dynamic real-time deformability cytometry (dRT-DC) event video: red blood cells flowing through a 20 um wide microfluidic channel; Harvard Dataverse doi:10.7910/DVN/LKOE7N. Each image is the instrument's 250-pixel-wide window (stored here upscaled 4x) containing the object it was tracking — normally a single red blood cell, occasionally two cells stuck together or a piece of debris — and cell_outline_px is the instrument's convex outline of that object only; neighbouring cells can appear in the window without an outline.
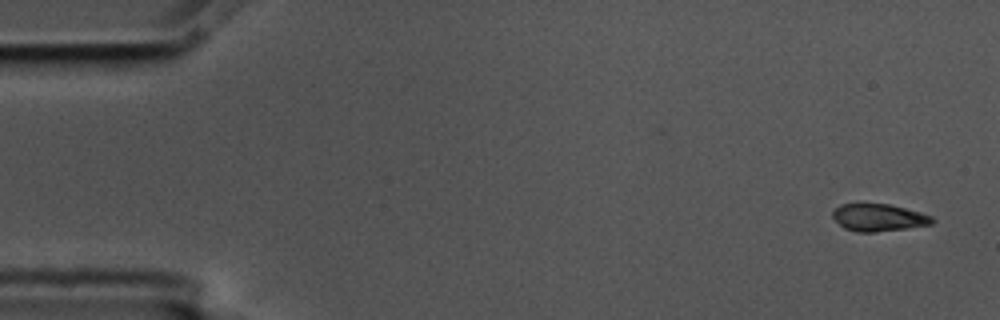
{"species": "common noctule bat (a hibernating species)", "species_latin": "Nyctalus noctula", "temperature_condition": "cold", "stored_images_in_passage": 5, "camera_frame_rate_fps": 3000, "um_per_image_px": 0.085, "animal": {"sex": "male", "body_mass_g": 17.5, "forearm_length_mm": 52.3}, "frame": {"image": 1, "passage_image": 1, "time_ms": 0.0, "image_size_px": [1000, 320], "cell_outline_px": [[936, 220], [932, 224], [876, 232], [856, 232], [844, 228], [832, 216], [832, 212], [840, 204], [888, 204], [920, 212], [932, 216]], "centroid_in_image_um": [74.68, 18.49], "position_along_channel_um": 10.3, "area_um2": 15.66}}
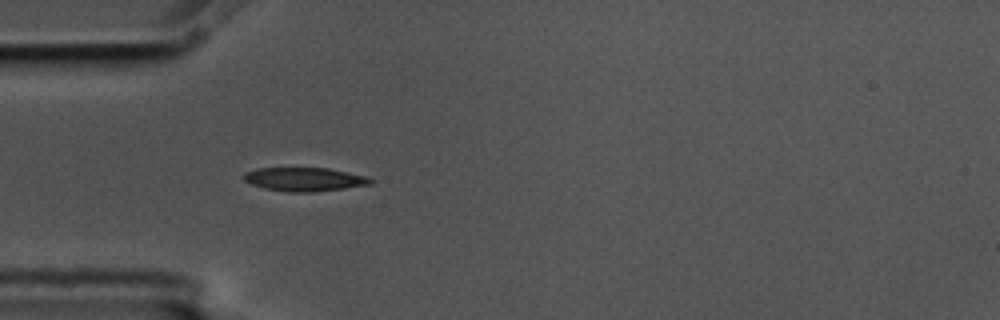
{"frame": {"image": 2, "passage_image": 5, "time_ms": 1.333, "image_size_px": [1000, 320], "cell_outline_px": [[372, 184], [316, 192], [288, 192], [264, 188], [252, 184], [244, 180], [244, 172], [256, 168], [328, 168], [368, 176], [372, 180]], "centroid_in_image_um": [25.88, 15.24], "position_along_channel_um": 59.1, "area_um2": 17.51}}